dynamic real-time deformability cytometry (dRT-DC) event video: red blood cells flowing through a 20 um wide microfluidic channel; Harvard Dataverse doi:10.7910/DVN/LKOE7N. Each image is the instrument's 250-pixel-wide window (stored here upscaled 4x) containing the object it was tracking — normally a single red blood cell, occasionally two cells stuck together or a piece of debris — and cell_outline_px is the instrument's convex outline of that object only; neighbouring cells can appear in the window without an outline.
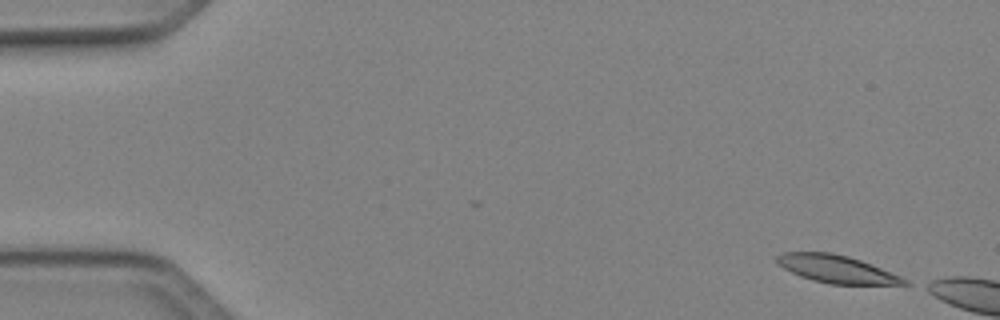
{"species": "Egyptian fruit bat (a non-hibernating species)", "species_latin": "Rousettus aegyptiacus", "temperature_condition": "cold", "stored_images_in_passage": 5, "camera_frame_rate_fps": 3000, "um_per_image_px": 0.085, "animal": {"sex": "female"}, "frame": {"image": 1, "passage_image": 1, "time_ms": 0.0, "image_size_px": [1000, 320], "cell_outline_px": [[912, 284], [832, 284], [812, 280], [800, 276], [784, 268], [776, 260], [776, 256], [784, 252], [832, 252], [848, 256], [860, 260], [900, 276], [908, 280]], "centroid_in_image_um": [71.1, 22.86], "position_along_channel_um": 13.9, "area_um2": 20.23}}